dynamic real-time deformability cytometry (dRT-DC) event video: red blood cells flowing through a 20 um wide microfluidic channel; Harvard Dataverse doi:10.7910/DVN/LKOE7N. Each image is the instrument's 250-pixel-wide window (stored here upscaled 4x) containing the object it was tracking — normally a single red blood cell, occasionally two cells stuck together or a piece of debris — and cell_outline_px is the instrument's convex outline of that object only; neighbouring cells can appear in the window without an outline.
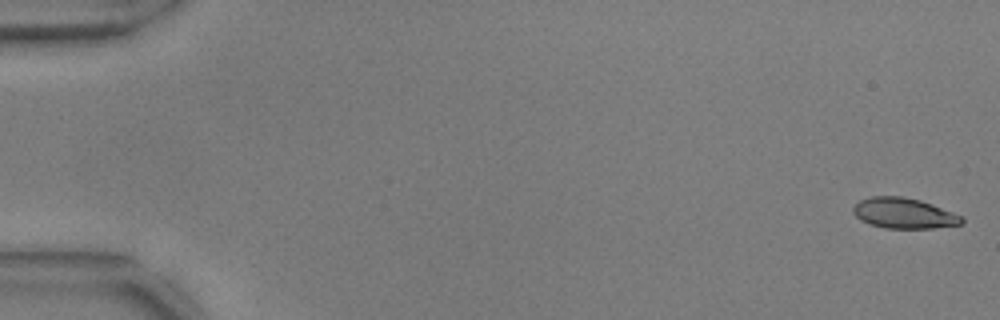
{"species": "common noctule bat (a hibernating species)", "species_latin": "Nyctalus noctula", "temperature_condition": "warm", "stored_images_in_passage": 54, "camera_frame_rate_fps": 3000, "um_per_image_px": 0.085, "animal": {"sex": "male", "body_mass_g": 17.9, "forearm_length_mm": 54.2}, "frame": {"image": 1, "passage_image": 1, "time_ms": 0.0, "image_size_px": [1000, 320], "cell_outline_px": [[964, 220], [960, 224], [932, 228], [884, 228], [868, 224], [860, 220], [852, 212], [852, 208], [860, 200], [872, 196], [900, 196], [920, 200], [932, 204], [964, 216]], "centroid_in_image_um": [76.82, 18.12], "position_along_channel_um": 8.2, "area_um2": 19.36}}
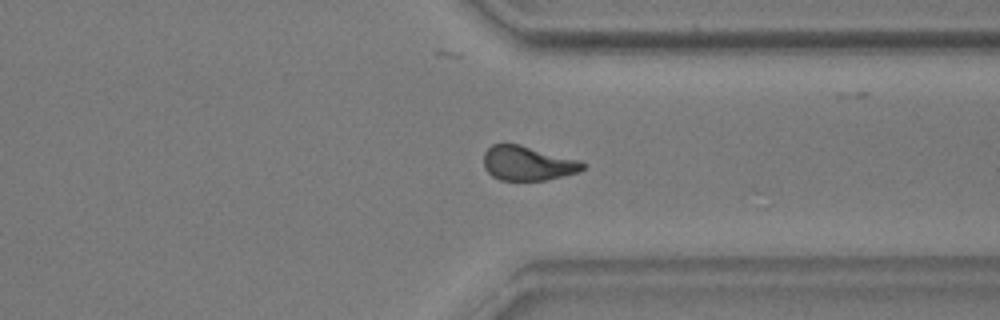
{"frame": {"image": 2, "passage_image": 42, "time_ms": 13.667, "image_size_px": [1000, 320], "cell_outline_px": [[588, 164], [584, 168], [576, 172], [548, 180], [500, 180], [492, 176], [484, 168], [484, 152], [492, 144], [520, 144], [580, 160]], "centroid_in_image_um": [44.86, 13.87], "position_along_channel_um": 366.5, "area_um2": 19.94}}
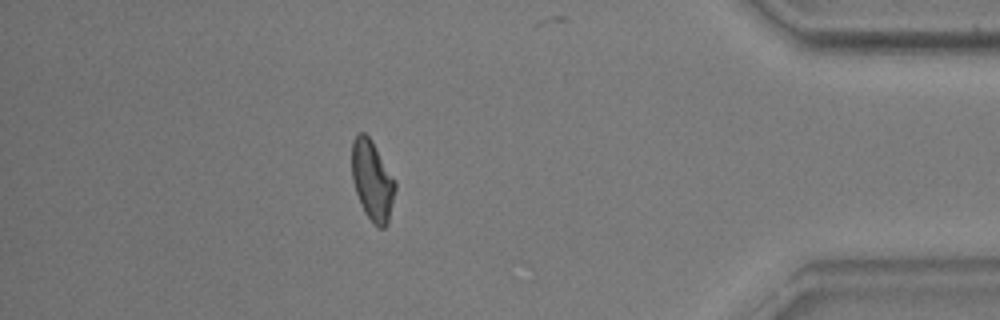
{"frame": {"image": 3, "passage_image": 48, "time_ms": 15.667, "image_size_px": [1000, 320], "cell_outline_px": [[396, 188], [388, 224], [384, 228], [380, 228], [372, 224], [364, 212], [360, 204], [352, 180], [352, 140], [360, 132], [364, 132], [372, 140], [396, 180]], "centroid_in_image_um": [31.65, 15.36], "position_along_channel_um": 403.5, "area_um2": 20.52}, "authors_computed_cell_mechanics": {"area_um2": 20.3745, "velocity_mm_per_s": 3.7504, "shape_relaxation_time_tau1_ms": 3.6275, "shape_relaxation_time_tau2_ms": 2.4488, "deformation_change_tau1": 0.1669, "deformation_change_tau2": 0.1085}}